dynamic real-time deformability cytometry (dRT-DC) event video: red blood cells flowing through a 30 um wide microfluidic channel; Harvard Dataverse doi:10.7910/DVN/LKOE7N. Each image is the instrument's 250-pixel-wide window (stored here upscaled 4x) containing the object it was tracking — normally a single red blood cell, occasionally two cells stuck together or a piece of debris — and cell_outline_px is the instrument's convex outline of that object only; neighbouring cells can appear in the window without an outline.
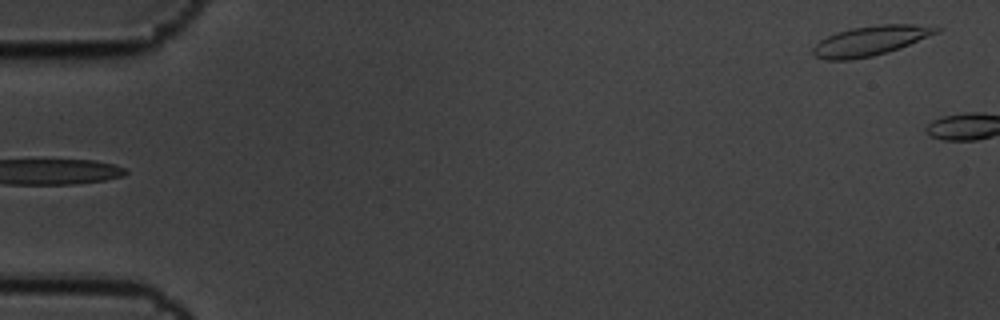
{"species": "common noctule bat (a hibernating species)", "species_latin": "Nyctalus noctula", "temperature_condition": "cold", "stored_images_in_passage": 4, "segment_of_instrument_passage": [2, 2], "camera_frame_rate_fps": 3000, "um_per_image_px": 0.085, "animal": {"sex": "male", "body_mass_g": 19.5, "forearm_length_mm": 54.6}, "frame": {"image": 1, "passage_image": 4, "time_ms": 1.0, "image_size_px": [1000, 320], "cell_outline_px": [[944, 28], [940, 32], [900, 48], [872, 56], [848, 60], [828, 60], [816, 56], [812, 52], [812, 48], [820, 40], [836, 32], [852, 28], [880, 24], [916, 24]], "centroid_in_image_um": [74.02, 3.45], "position_along_channel_um": 11.0, "area_um2": 21.33}}